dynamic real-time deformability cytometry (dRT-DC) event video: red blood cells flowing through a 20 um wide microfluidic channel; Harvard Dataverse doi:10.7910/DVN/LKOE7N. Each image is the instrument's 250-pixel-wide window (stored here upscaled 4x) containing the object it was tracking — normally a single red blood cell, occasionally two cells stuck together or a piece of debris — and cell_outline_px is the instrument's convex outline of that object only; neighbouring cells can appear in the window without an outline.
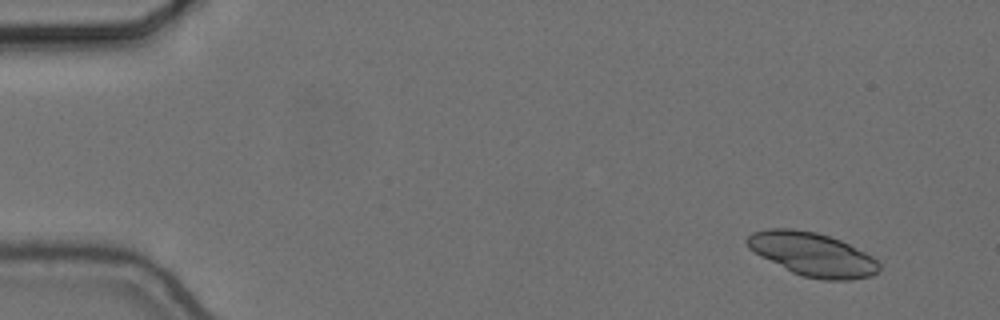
{"species": "common noctule bat (a hibernating species)", "species_latin": "Nyctalus noctula", "temperature_condition": "cold", "stored_images_in_passage": 10, "camera_frame_rate_fps": 3000, "um_per_image_px": 0.085, "animal": {"sex": "female", "body_mass_g": 24.6, "forearm_length_mm": 56.2}, "frame": {"image": 1, "passage_image": 1, "time_ms": 0.0, "image_size_px": [1000, 320], "cell_outline_px": [[880, 268], [872, 276], [848, 280], [824, 280], [804, 276], [792, 272], [760, 256], [748, 248], [744, 240], [752, 232], [768, 228], [792, 228], [816, 232], [840, 240], [872, 256], [880, 264]], "centroid_in_image_um": [69.02, 21.6], "position_along_channel_um": 16.0, "area_um2": 33.41}}